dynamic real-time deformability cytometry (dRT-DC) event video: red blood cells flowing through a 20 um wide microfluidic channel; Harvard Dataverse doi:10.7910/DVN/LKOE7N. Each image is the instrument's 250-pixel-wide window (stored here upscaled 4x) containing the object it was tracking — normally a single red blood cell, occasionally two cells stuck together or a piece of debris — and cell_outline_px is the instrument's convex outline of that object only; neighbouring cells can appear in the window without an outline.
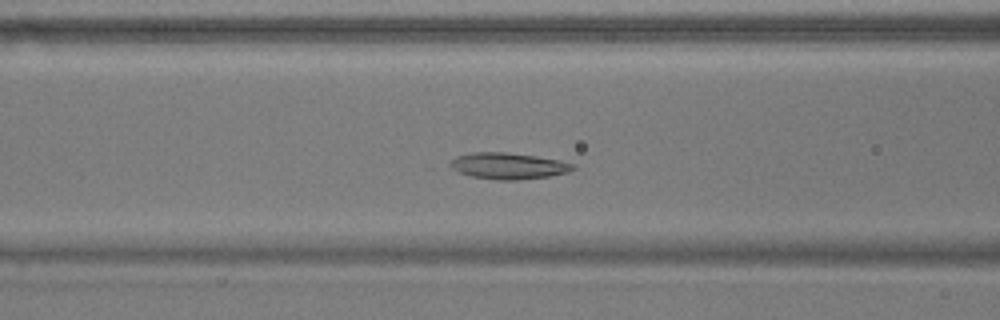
{"species": "common noctule bat (a hibernating species)", "species_latin": "Nyctalus noctula", "temperature_condition": "warm", "stored_images_in_passage": 39, "camera_frame_rate_fps": 3000, "um_per_image_px": 0.085, "animal": {"sex": "male", "body_mass_g": 17.9}, "frame": {"image": 1, "passage_image": 5, "time_ms": 1.333, "image_size_px": [1000, 320], "cell_outline_px": [[576, 168], [568, 172], [548, 176], [516, 180], [496, 180], [472, 176], [460, 172], [452, 168], [448, 164], [456, 156], [472, 152], [504, 152], [536, 156], [560, 160], [576, 164]], "centroid_in_image_um": [43.23, 14.09], "position_along_channel_um": 123.4, "area_um2": 18.79}}
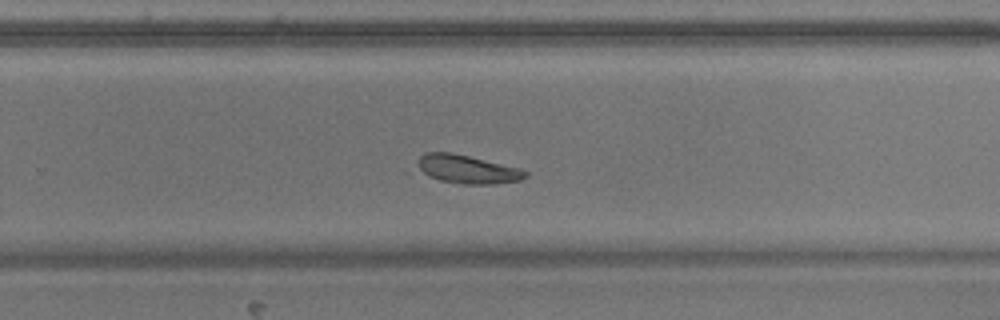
{"frame": {"image": 2, "passage_image": 19, "time_ms": 6.0, "image_size_px": [1000, 320], "cell_outline_px": [[528, 176], [520, 180], [496, 184], [464, 184], [440, 180], [404, 172], [400, 168], [424, 152], [452, 152], [520, 168], [528, 172]], "centroid_in_image_um": [39.31, 14.37], "position_along_channel_um": 290.5, "area_um2": 19.71}}
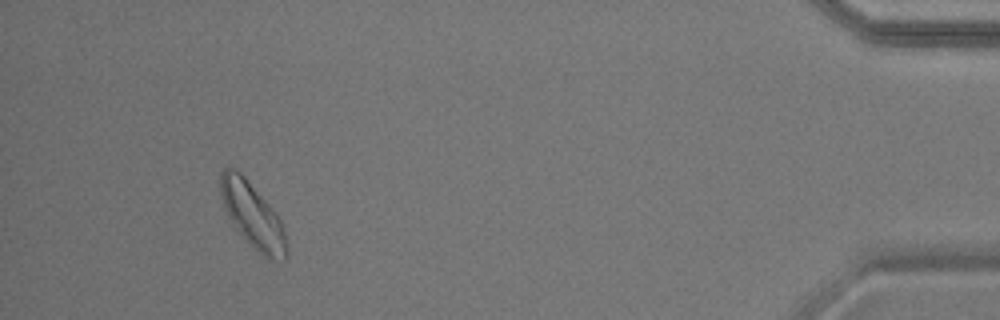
{"frame": {"image": 3, "passage_image": 35, "time_ms": 11.333, "image_size_px": [1000, 320], "cell_outline_px": [[288, 256], [284, 260], [264, 256], [232, 228], [228, 224], [220, 192], [220, 172], [224, 168], [236, 168], [244, 176], [276, 212], [284, 228], [288, 248]], "centroid_in_image_um": [21.43, 18.3], "position_along_channel_um": 413.8, "area_um2": 25.37}}